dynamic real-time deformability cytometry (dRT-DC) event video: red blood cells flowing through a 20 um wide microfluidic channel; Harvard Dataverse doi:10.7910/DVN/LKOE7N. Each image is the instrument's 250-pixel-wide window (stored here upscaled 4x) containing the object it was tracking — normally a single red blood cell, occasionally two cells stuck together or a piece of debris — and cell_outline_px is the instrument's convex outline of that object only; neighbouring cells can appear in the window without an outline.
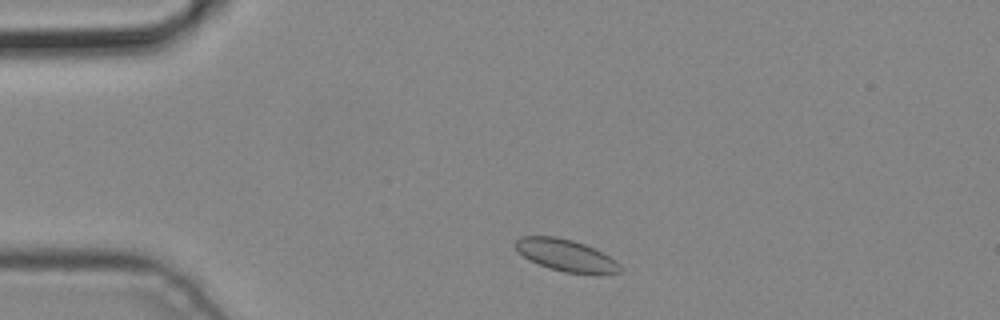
{"species": "common noctule bat (a hibernating species)", "species_latin": "Nyctalus noctula", "temperature_condition": "cold", "stored_images_in_passage": 3, "camera_frame_rate_fps": 3000, "um_per_image_px": 0.085, "animal": {"sex": "male", "body_mass_g": 19.2, "forearm_length_mm": 51.8}, "frame": {"image": 1, "passage_image": 2, "time_ms": 0.333, "image_size_px": [1000, 320], "cell_outline_px": [[620, 272], [600, 276], [596, 276], [564, 272], [548, 268], [528, 260], [512, 244], [520, 236], [556, 236], [572, 240], [584, 244], [616, 260], [620, 268]], "centroid_in_image_um": [48.1, 21.73], "position_along_channel_um": 36.9, "area_um2": 19.77}}
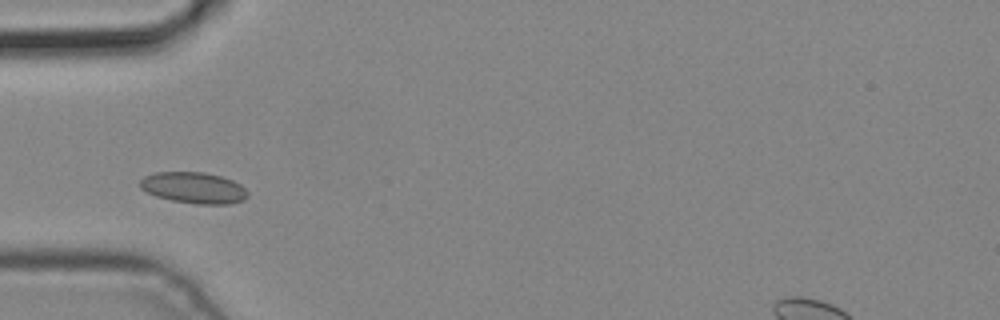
{"frame": {"image": 2, "passage_image": 3, "time_ms": 0.667, "image_size_px": [1000, 320], "cell_outline_px": [[248, 196], [244, 200], [228, 204], [196, 204], [172, 200], [156, 196], [140, 188], [140, 180], [144, 176], [156, 172], [204, 172], [220, 176], [232, 180], [240, 184], [248, 192]], "centroid_in_image_um": [16.47, 15.96], "position_along_channel_um": 68.5, "area_um2": 19.54}}